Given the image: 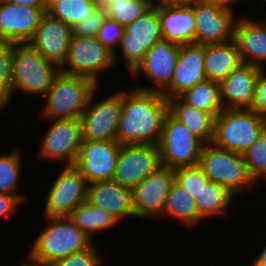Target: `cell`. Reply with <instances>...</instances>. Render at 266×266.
<instances>
[{
  "instance_id": "obj_28",
  "label": "cell",
  "mask_w": 266,
  "mask_h": 266,
  "mask_svg": "<svg viewBox=\"0 0 266 266\" xmlns=\"http://www.w3.org/2000/svg\"><path fill=\"white\" fill-rule=\"evenodd\" d=\"M68 217L92 240L94 239V233L109 229L118 222L112 214L89 203L87 200L72 211Z\"/></svg>"
},
{
  "instance_id": "obj_34",
  "label": "cell",
  "mask_w": 266,
  "mask_h": 266,
  "mask_svg": "<svg viewBox=\"0 0 266 266\" xmlns=\"http://www.w3.org/2000/svg\"><path fill=\"white\" fill-rule=\"evenodd\" d=\"M174 181L185 189L192 198L199 196L210 181L199 165L179 167L173 170Z\"/></svg>"
},
{
  "instance_id": "obj_8",
  "label": "cell",
  "mask_w": 266,
  "mask_h": 266,
  "mask_svg": "<svg viewBox=\"0 0 266 266\" xmlns=\"http://www.w3.org/2000/svg\"><path fill=\"white\" fill-rule=\"evenodd\" d=\"M114 64V53L97 37L72 35L67 59L60 67V71L92 79L98 84L100 72L112 68Z\"/></svg>"
},
{
  "instance_id": "obj_41",
  "label": "cell",
  "mask_w": 266,
  "mask_h": 266,
  "mask_svg": "<svg viewBox=\"0 0 266 266\" xmlns=\"http://www.w3.org/2000/svg\"><path fill=\"white\" fill-rule=\"evenodd\" d=\"M20 204L22 203L15 196L0 193V218L12 213Z\"/></svg>"
},
{
  "instance_id": "obj_32",
  "label": "cell",
  "mask_w": 266,
  "mask_h": 266,
  "mask_svg": "<svg viewBox=\"0 0 266 266\" xmlns=\"http://www.w3.org/2000/svg\"><path fill=\"white\" fill-rule=\"evenodd\" d=\"M20 160L22 159L18 150L0 156V193L13 195L22 203L25 201V197L16 192L22 170V161Z\"/></svg>"
},
{
  "instance_id": "obj_17",
  "label": "cell",
  "mask_w": 266,
  "mask_h": 266,
  "mask_svg": "<svg viewBox=\"0 0 266 266\" xmlns=\"http://www.w3.org/2000/svg\"><path fill=\"white\" fill-rule=\"evenodd\" d=\"M173 182V169L161 166L135 186L132 195L136 217L146 219L162 216Z\"/></svg>"
},
{
  "instance_id": "obj_48",
  "label": "cell",
  "mask_w": 266,
  "mask_h": 266,
  "mask_svg": "<svg viewBox=\"0 0 266 266\" xmlns=\"http://www.w3.org/2000/svg\"><path fill=\"white\" fill-rule=\"evenodd\" d=\"M122 2V0H98V2H99V4L100 5H103V6H105L106 4H108L109 2ZM123 1H125V0H123Z\"/></svg>"
},
{
  "instance_id": "obj_10",
  "label": "cell",
  "mask_w": 266,
  "mask_h": 266,
  "mask_svg": "<svg viewBox=\"0 0 266 266\" xmlns=\"http://www.w3.org/2000/svg\"><path fill=\"white\" fill-rule=\"evenodd\" d=\"M91 95L89 103L80 117L82 138L84 140L114 141L118 133L123 89L101 101H94Z\"/></svg>"
},
{
  "instance_id": "obj_29",
  "label": "cell",
  "mask_w": 266,
  "mask_h": 266,
  "mask_svg": "<svg viewBox=\"0 0 266 266\" xmlns=\"http://www.w3.org/2000/svg\"><path fill=\"white\" fill-rule=\"evenodd\" d=\"M185 103L215 117L224 109L220 99V85L212 80H205L186 90L179 96Z\"/></svg>"
},
{
  "instance_id": "obj_40",
  "label": "cell",
  "mask_w": 266,
  "mask_h": 266,
  "mask_svg": "<svg viewBox=\"0 0 266 266\" xmlns=\"http://www.w3.org/2000/svg\"><path fill=\"white\" fill-rule=\"evenodd\" d=\"M251 110L266 118V74L264 68L260 69L258 74L255 98Z\"/></svg>"
},
{
  "instance_id": "obj_14",
  "label": "cell",
  "mask_w": 266,
  "mask_h": 266,
  "mask_svg": "<svg viewBox=\"0 0 266 266\" xmlns=\"http://www.w3.org/2000/svg\"><path fill=\"white\" fill-rule=\"evenodd\" d=\"M121 144L117 141H82L75 167L89 184L113 180Z\"/></svg>"
},
{
  "instance_id": "obj_39",
  "label": "cell",
  "mask_w": 266,
  "mask_h": 266,
  "mask_svg": "<svg viewBox=\"0 0 266 266\" xmlns=\"http://www.w3.org/2000/svg\"><path fill=\"white\" fill-rule=\"evenodd\" d=\"M100 260H102L101 254L97 252L94 244H92L89 248L72 253L51 266H94Z\"/></svg>"
},
{
  "instance_id": "obj_37",
  "label": "cell",
  "mask_w": 266,
  "mask_h": 266,
  "mask_svg": "<svg viewBox=\"0 0 266 266\" xmlns=\"http://www.w3.org/2000/svg\"><path fill=\"white\" fill-rule=\"evenodd\" d=\"M106 17L105 7L98 4L87 17L72 27V35L77 37H97Z\"/></svg>"
},
{
  "instance_id": "obj_33",
  "label": "cell",
  "mask_w": 266,
  "mask_h": 266,
  "mask_svg": "<svg viewBox=\"0 0 266 266\" xmlns=\"http://www.w3.org/2000/svg\"><path fill=\"white\" fill-rule=\"evenodd\" d=\"M153 6V0H122V2H109L104 7L109 18L126 27Z\"/></svg>"
},
{
  "instance_id": "obj_36",
  "label": "cell",
  "mask_w": 266,
  "mask_h": 266,
  "mask_svg": "<svg viewBox=\"0 0 266 266\" xmlns=\"http://www.w3.org/2000/svg\"><path fill=\"white\" fill-rule=\"evenodd\" d=\"M13 43L0 39V104L10 95L12 89L11 54Z\"/></svg>"
},
{
  "instance_id": "obj_43",
  "label": "cell",
  "mask_w": 266,
  "mask_h": 266,
  "mask_svg": "<svg viewBox=\"0 0 266 266\" xmlns=\"http://www.w3.org/2000/svg\"><path fill=\"white\" fill-rule=\"evenodd\" d=\"M193 0H153L154 5L190 4Z\"/></svg>"
},
{
  "instance_id": "obj_22",
  "label": "cell",
  "mask_w": 266,
  "mask_h": 266,
  "mask_svg": "<svg viewBox=\"0 0 266 266\" xmlns=\"http://www.w3.org/2000/svg\"><path fill=\"white\" fill-rule=\"evenodd\" d=\"M162 39L180 46L195 43L196 21L189 4L158 5Z\"/></svg>"
},
{
  "instance_id": "obj_26",
  "label": "cell",
  "mask_w": 266,
  "mask_h": 266,
  "mask_svg": "<svg viewBox=\"0 0 266 266\" xmlns=\"http://www.w3.org/2000/svg\"><path fill=\"white\" fill-rule=\"evenodd\" d=\"M169 113L183 123L205 144L212 143L214 137L215 116L185 103L180 97L167 99Z\"/></svg>"
},
{
  "instance_id": "obj_15",
  "label": "cell",
  "mask_w": 266,
  "mask_h": 266,
  "mask_svg": "<svg viewBox=\"0 0 266 266\" xmlns=\"http://www.w3.org/2000/svg\"><path fill=\"white\" fill-rule=\"evenodd\" d=\"M189 5L196 21L195 44H221L233 40L237 20L234 11L204 0H193Z\"/></svg>"
},
{
  "instance_id": "obj_11",
  "label": "cell",
  "mask_w": 266,
  "mask_h": 266,
  "mask_svg": "<svg viewBox=\"0 0 266 266\" xmlns=\"http://www.w3.org/2000/svg\"><path fill=\"white\" fill-rule=\"evenodd\" d=\"M88 183L74 166H65L52 183L45 201V217H68L87 200Z\"/></svg>"
},
{
  "instance_id": "obj_25",
  "label": "cell",
  "mask_w": 266,
  "mask_h": 266,
  "mask_svg": "<svg viewBox=\"0 0 266 266\" xmlns=\"http://www.w3.org/2000/svg\"><path fill=\"white\" fill-rule=\"evenodd\" d=\"M242 63L234 40L204 45V69L208 80L220 83Z\"/></svg>"
},
{
  "instance_id": "obj_2",
  "label": "cell",
  "mask_w": 266,
  "mask_h": 266,
  "mask_svg": "<svg viewBox=\"0 0 266 266\" xmlns=\"http://www.w3.org/2000/svg\"><path fill=\"white\" fill-rule=\"evenodd\" d=\"M49 222L38 233L28 253L37 266H51L64 257L89 248L93 240L69 217H45Z\"/></svg>"
},
{
  "instance_id": "obj_35",
  "label": "cell",
  "mask_w": 266,
  "mask_h": 266,
  "mask_svg": "<svg viewBox=\"0 0 266 266\" xmlns=\"http://www.w3.org/2000/svg\"><path fill=\"white\" fill-rule=\"evenodd\" d=\"M242 155L253 182L266 179V130Z\"/></svg>"
},
{
  "instance_id": "obj_20",
  "label": "cell",
  "mask_w": 266,
  "mask_h": 266,
  "mask_svg": "<svg viewBox=\"0 0 266 266\" xmlns=\"http://www.w3.org/2000/svg\"><path fill=\"white\" fill-rule=\"evenodd\" d=\"M207 80L204 69V45L180 47L170 86L162 93L167 99L179 97L186 90Z\"/></svg>"
},
{
  "instance_id": "obj_16",
  "label": "cell",
  "mask_w": 266,
  "mask_h": 266,
  "mask_svg": "<svg viewBox=\"0 0 266 266\" xmlns=\"http://www.w3.org/2000/svg\"><path fill=\"white\" fill-rule=\"evenodd\" d=\"M180 47L175 43L162 40L148 49L143 61L131 73V76L136 78L142 72L156 86L149 88L140 85L134 88L147 92L163 93L172 82Z\"/></svg>"
},
{
  "instance_id": "obj_47",
  "label": "cell",
  "mask_w": 266,
  "mask_h": 266,
  "mask_svg": "<svg viewBox=\"0 0 266 266\" xmlns=\"http://www.w3.org/2000/svg\"><path fill=\"white\" fill-rule=\"evenodd\" d=\"M28 260H26V262L20 264V265H17V266H37L29 257H27ZM16 266V265H15Z\"/></svg>"
},
{
  "instance_id": "obj_46",
  "label": "cell",
  "mask_w": 266,
  "mask_h": 266,
  "mask_svg": "<svg viewBox=\"0 0 266 266\" xmlns=\"http://www.w3.org/2000/svg\"><path fill=\"white\" fill-rule=\"evenodd\" d=\"M60 0H44L45 3V8H46V12L57 2H59Z\"/></svg>"
},
{
  "instance_id": "obj_3",
  "label": "cell",
  "mask_w": 266,
  "mask_h": 266,
  "mask_svg": "<svg viewBox=\"0 0 266 266\" xmlns=\"http://www.w3.org/2000/svg\"><path fill=\"white\" fill-rule=\"evenodd\" d=\"M11 71V93L0 104V109L8 104L12 94L16 91L45 96L60 68L44 58L29 44H14L11 54Z\"/></svg>"
},
{
  "instance_id": "obj_19",
  "label": "cell",
  "mask_w": 266,
  "mask_h": 266,
  "mask_svg": "<svg viewBox=\"0 0 266 266\" xmlns=\"http://www.w3.org/2000/svg\"><path fill=\"white\" fill-rule=\"evenodd\" d=\"M71 38L72 28L46 12L28 44L60 68L67 59Z\"/></svg>"
},
{
  "instance_id": "obj_30",
  "label": "cell",
  "mask_w": 266,
  "mask_h": 266,
  "mask_svg": "<svg viewBox=\"0 0 266 266\" xmlns=\"http://www.w3.org/2000/svg\"><path fill=\"white\" fill-rule=\"evenodd\" d=\"M233 196L235 195L221 184L209 181L195 201L201 217L206 219L226 213L229 204H232Z\"/></svg>"
},
{
  "instance_id": "obj_13",
  "label": "cell",
  "mask_w": 266,
  "mask_h": 266,
  "mask_svg": "<svg viewBox=\"0 0 266 266\" xmlns=\"http://www.w3.org/2000/svg\"><path fill=\"white\" fill-rule=\"evenodd\" d=\"M50 123L41 140L39 156L64 162L65 166L75 165L83 141L81 120L60 119Z\"/></svg>"
},
{
  "instance_id": "obj_50",
  "label": "cell",
  "mask_w": 266,
  "mask_h": 266,
  "mask_svg": "<svg viewBox=\"0 0 266 266\" xmlns=\"http://www.w3.org/2000/svg\"><path fill=\"white\" fill-rule=\"evenodd\" d=\"M5 2V0H0V5L3 4Z\"/></svg>"
},
{
  "instance_id": "obj_23",
  "label": "cell",
  "mask_w": 266,
  "mask_h": 266,
  "mask_svg": "<svg viewBox=\"0 0 266 266\" xmlns=\"http://www.w3.org/2000/svg\"><path fill=\"white\" fill-rule=\"evenodd\" d=\"M87 201L109 212L117 221L125 217H136L132 189L115 180L89 184Z\"/></svg>"
},
{
  "instance_id": "obj_7",
  "label": "cell",
  "mask_w": 266,
  "mask_h": 266,
  "mask_svg": "<svg viewBox=\"0 0 266 266\" xmlns=\"http://www.w3.org/2000/svg\"><path fill=\"white\" fill-rule=\"evenodd\" d=\"M204 144L183 123L168 113L158 145L161 166L174 170L198 165Z\"/></svg>"
},
{
  "instance_id": "obj_12",
  "label": "cell",
  "mask_w": 266,
  "mask_h": 266,
  "mask_svg": "<svg viewBox=\"0 0 266 266\" xmlns=\"http://www.w3.org/2000/svg\"><path fill=\"white\" fill-rule=\"evenodd\" d=\"M161 167L159 146L122 144L113 180L133 189Z\"/></svg>"
},
{
  "instance_id": "obj_49",
  "label": "cell",
  "mask_w": 266,
  "mask_h": 266,
  "mask_svg": "<svg viewBox=\"0 0 266 266\" xmlns=\"http://www.w3.org/2000/svg\"><path fill=\"white\" fill-rule=\"evenodd\" d=\"M100 264H102L101 260L97 264H95L94 266H100Z\"/></svg>"
},
{
  "instance_id": "obj_18",
  "label": "cell",
  "mask_w": 266,
  "mask_h": 266,
  "mask_svg": "<svg viewBox=\"0 0 266 266\" xmlns=\"http://www.w3.org/2000/svg\"><path fill=\"white\" fill-rule=\"evenodd\" d=\"M46 8H34L4 2L0 5V39L13 44H28Z\"/></svg>"
},
{
  "instance_id": "obj_42",
  "label": "cell",
  "mask_w": 266,
  "mask_h": 266,
  "mask_svg": "<svg viewBox=\"0 0 266 266\" xmlns=\"http://www.w3.org/2000/svg\"><path fill=\"white\" fill-rule=\"evenodd\" d=\"M10 4L30 6L34 8H45L44 0H5Z\"/></svg>"
},
{
  "instance_id": "obj_31",
  "label": "cell",
  "mask_w": 266,
  "mask_h": 266,
  "mask_svg": "<svg viewBox=\"0 0 266 266\" xmlns=\"http://www.w3.org/2000/svg\"><path fill=\"white\" fill-rule=\"evenodd\" d=\"M98 4V0H60L47 13L72 28L87 17Z\"/></svg>"
},
{
  "instance_id": "obj_27",
  "label": "cell",
  "mask_w": 266,
  "mask_h": 266,
  "mask_svg": "<svg viewBox=\"0 0 266 266\" xmlns=\"http://www.w3.org/2000/svg\"><path fill=\"white\" fill-rule=\"evenodd\" d=\"M161 217H171L189 226L203 220L195 199L175 181L171 184Z\"/></svg>"
},
{
  "instance_id": "obj_45",
  "label": "cell",
  "mask_w": 266,
  "mask_h": 266,
  "mask_svg": "<svg viewBox=\"0 0 266 266\" xmlns=\"http://www.w3.org/2000/svg\"><path fill=\"white\" fill-rule=\"evenodd\" d=\"M251 266H266V245L255 258L254 262L251 263Z\"/></svg>"
},
{
  "instance_id": "obj_6",
  "label": "cell",
  "mask_w": 266,
  "mask_h": 266,
  "mask_svg": "<svg viewBox=\"0 0 266 266\" xmlns=\"http://www.w3.org/2000/svg\"><path fill=\"white\" fill-rule=\"evenodd\" d=\"M198 165L210 181L221 184L235 196L254 183L242 154L213 143L204 144Z\"/></svg>"
},
{
  "instance_id": "obj_1",
  "label": "cell",
  "mask_w": 266,
  "mask_h": 266,
  "mask_svg": "<svg viewBox=\"0 0 266 266\" xmlns=\"http://www.w3.org/2000/svg\"><path fill=\"white\" fill-rule=\"evenodd\" d=\"M169 113L167 98L162 93L133 87L123 90V104L116 140L122 144L158 146L164 121Z\"/></svg>"
},
{
  "instance_id": "obj_9",
  "label": "cell",
  "mask_w": 266,
  "mask_h": 266,
  "mask_svg": "<svg viewBox=\"0 0 266 266\" xmlns=\"http://www.w3.org/2000/svg\"><path fill=\"white\" fill-rule=\"evenodd\" d=\"M162 40L158 5H154L144 15L127 25L121 38L119 47L129 74L143 61L148 49Z\"/></svg>"
},
{
  "instance_id": "obj_38",
  "label": "cell",
  "mask_w": 266,
  "mask_h": 266,
  "mask_svg": "<svg viewBox=\"0 0 266 266\" xmlns=\"http://www.w3.org/2000/svg\"><path fill=\"white\" fill-rule=\"evenodd\" d=\"M125 27L119 22L106 17L102 27L99 29L97 39L111 52L114 53L115 65L117 64V51L115 50L121 42ZM115 47V49H114Z\"/></svg>"
},
{
  "instance_id": "obj_44",
  "label": "cell",
  "mask_w": 266,
  "mask_h": 266,
  "mask_svg": "<svg viewBox=\"0 0 266 266\" xmlns=\"http://www.w3.org/2000/svg\"><path fill=\"white\" fill-rule=\"evenodd\" d=\"M204 1L214 4L216 6L223 7L230 11H233V7L231 6L232 5L231 3H233L234 1H238V0H204Z\"/></svg>"
},
{
  "instance_id": "obj_24",
  "label": "cell",
  "mask_w": 266,
  "mask_h": 266,
  "mask_svg": "<svg viewBox=\"0 0 266 266\" xmlns=\"http://www.w3.org/2000/svg\"><path fill=\"white\" fill-rule=\"evenodd\" d=\"M237 18L233 40L243 63L265 68L266 61V21ZM264 62V63H262Z\"/></svg>"
},
{
  "instance_id": "obj_4",
  "label": "cell",
  "mask_w": 266,
  "mask_h": 266,
  "mask_svg": "<svg viewBox=\"0 0 266 266\" xmlns=\"http://www.w3.org/2000/svg\"><path fill=\"white\" fill-rule=\"evenodd\" d=\"M97 85L92 79L59 71L45 94L41 116L49 120L80 119Z\"/></svg>"
},
{
  "instance_id": "obj_21",
  "label": "cell",
  "mask_w": 266,
  "mask_h": 266,
  "mask_svg": "<svg viewBox=\"0 0 266 266\" xmlns=\"http://www.w3.org/2000/svg\"><path fill=\"white\" fill-rule=\"evenodd\" d=\"M260 67L242 63L220 85V99L224 109H251Z\"/></svg>"
},
{
  "instance_id": "obj_5",
  "label": "cell",
  "mask_w": 266,
  "mask_h": 266,
  "mask_svg": "<svg viewBox=\"0 0 266 266\" xmlns=\"http://www.w3.org/2000/svg\"><path fill=\"white\" fill-rule=\"evenodd\" d=\"M266 130V118L251 109H223L215 117L212 143L243 154Z\"/></svg>"
}]
</instances>
